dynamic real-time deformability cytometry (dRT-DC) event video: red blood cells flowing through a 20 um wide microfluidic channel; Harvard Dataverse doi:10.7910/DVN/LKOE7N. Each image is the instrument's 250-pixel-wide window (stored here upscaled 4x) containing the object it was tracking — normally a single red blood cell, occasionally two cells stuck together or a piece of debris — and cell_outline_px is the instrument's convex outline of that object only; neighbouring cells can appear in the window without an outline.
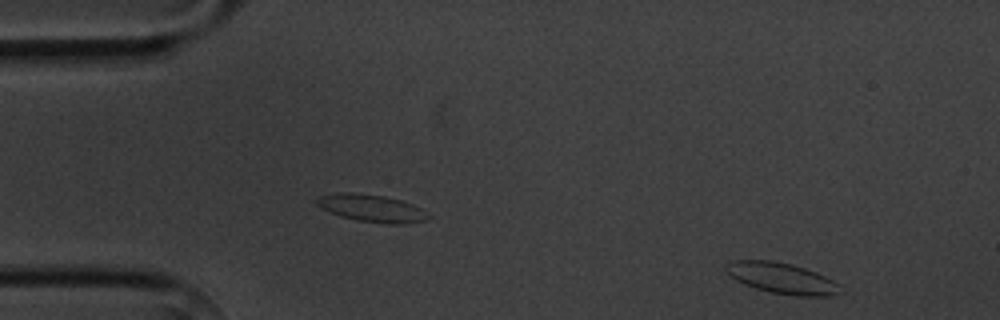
{"species": "common noctule bat (a hibernating species)", "species_latin": "Nyctalus noctula", "temperature_condition": "cold", "stored_images_in_passage": 4, "segment_of_instrument_passage": [2, 2], "camera_frame_rate_fps": 3000, "um_per_image_px": 0.085, "animal": {"sex": "male", "body_mass_g": 20.1, "forearm_length_mm": 53.5}, "frame": {"image": 1, "passage_image": 4, "time_ms": 3.333, "image_size_px": [1000, 320], "cell_outline_px": [[840, 284], [836, 292], [832, 296], [796, 296], [772, 292], [756, 288], [744, 284], [736, 280], [724, 268], [732, 260], [772, 260], [792, 264], [816, 272]], "centroid_in_image_um": [66.43, 23.64], "position_along_channel_um": 18.6, "area_um2": 20.23}}